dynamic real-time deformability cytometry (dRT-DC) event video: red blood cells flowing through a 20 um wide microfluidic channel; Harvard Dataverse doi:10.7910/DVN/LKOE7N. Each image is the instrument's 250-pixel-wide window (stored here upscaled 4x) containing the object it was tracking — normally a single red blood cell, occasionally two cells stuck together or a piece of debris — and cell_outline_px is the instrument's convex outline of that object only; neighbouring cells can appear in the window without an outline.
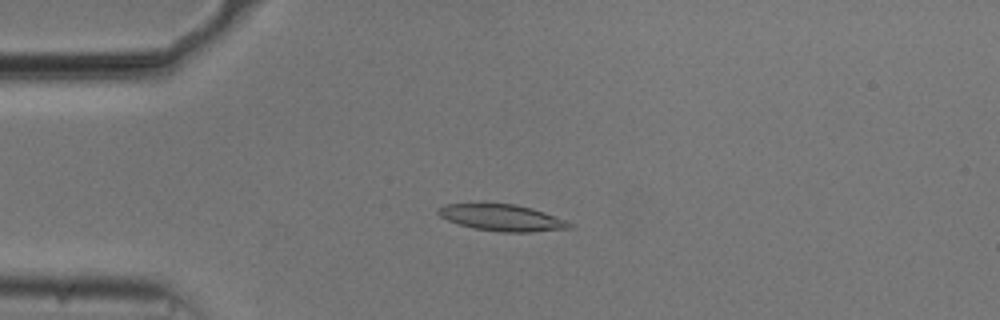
{"species": "common noctule bat (a hibernating species)", "species_latin": "Nyctalus noctula", "temperature_condition": "cold", "stored_images_in_passage": 52, "camera_frame_rate_fps": 3000, "um_per_image_px": 0.085, "animal": {"sex": "male", "body_mass_g": 20.5, "forearm_length_mm": 52.5}, "frame": {"image": 1, "passage_image": 12, "time_ms": 3.667, "image_size_px": [1000, 320], "cell_outline_px": [[576, 224], [572, 228], [528, 232], [504, 232], [472, 228], [448, 220], [440, 216], [436, 212], [436, 208], [444, 204], [516, 204], [532, 208], [544, 212]], "centroid_in_image_um": [42.68, 18.5], "position_along_channel_um": 42.3, "area_um2": 20.23}}
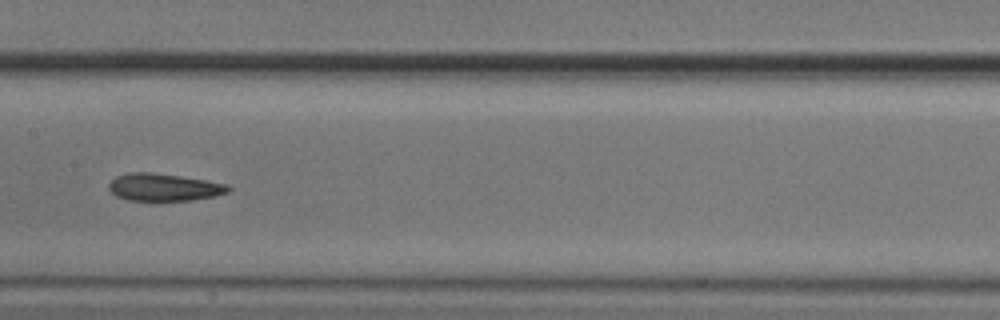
{"frame": {"image": 2, "passage_image": 26, "time_ms": 8.333, "image_size_px": [1000, 320], "cell_outline_px": [[232, 188], [228, 192], [216, 196], [192, 200], [128, 200], [116, 196], [108, 188], [108, 184], [116, 176], [128, 172], [152, 172], [180, 176], [228, 184]], "centroid_in_image_um": [13.93, 15.91], "position_along_channel_um": 193.5, "area_um2": 19.07}}
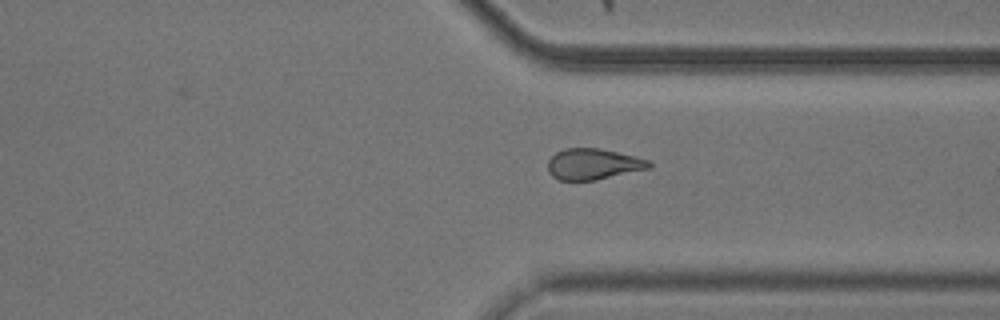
{"frame": {"image": 3, "passage_image": 39, "time_ms": 12.667, "image_size_px": [1000, 320], "cell_outline_px": [[652, 168], [596, 180], [560, 180], [552, 176], [548, 172], [548, 160], [556, 152], [564, 148], [600, 148], [636, 156], [652, 160]], "centroid_in_image_um": [50.47, 13.94], "position_along_channel_um": 360.9, "area_um2": 18.55}, "authors_computed_cell_mechanics": {"area_um2": 19.1607, "velocity_mm_per_s": 3.724, "shape_relaxation_time_tau1_ms": null, "shape_relaxation_time_tau2_ms": 4.7826, "deformation_change_tau1": null, "deformation_change_tau2": 0.1266}}